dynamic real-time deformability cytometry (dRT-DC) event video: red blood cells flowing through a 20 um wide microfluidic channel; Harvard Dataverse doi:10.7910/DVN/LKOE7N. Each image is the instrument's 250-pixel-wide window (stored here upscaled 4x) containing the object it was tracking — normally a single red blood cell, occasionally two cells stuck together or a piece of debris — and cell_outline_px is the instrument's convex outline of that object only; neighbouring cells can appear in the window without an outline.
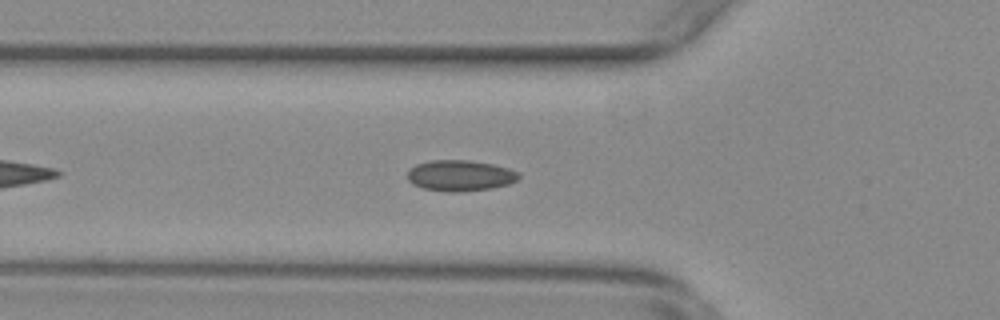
{"species": "common noctule bat (a hibernating species)", "species_latin": "Nyctalus noctula", "temperature_condition": "warm", "stored_images_in_passage": 43, "camera_frame_rate_fps": 3000, "um_per_image_px": 0.085, "animal": {"sex": "female", "body_mass_g": 29.2, "forearm_length_mm": 56.3}, "frame": {"image": 1, "passage_image": 7, "time_ms": 2.0, "image_size_px": [1000, 320], "cell_outline_px": [[520, 176], [516, 180], [508, 184], [492, 188], [460, 192], [448, 192], [424, 188], [412, 184], [408, 180], [408, 168], [416, 164], [432, 160], [468, 160], [492, 164], [508, 168], [520, 172]], "centroid_in_image_um": [39.1, 14.92], "position_along_channel_um": 86.7, "area_um2": 20.11}}
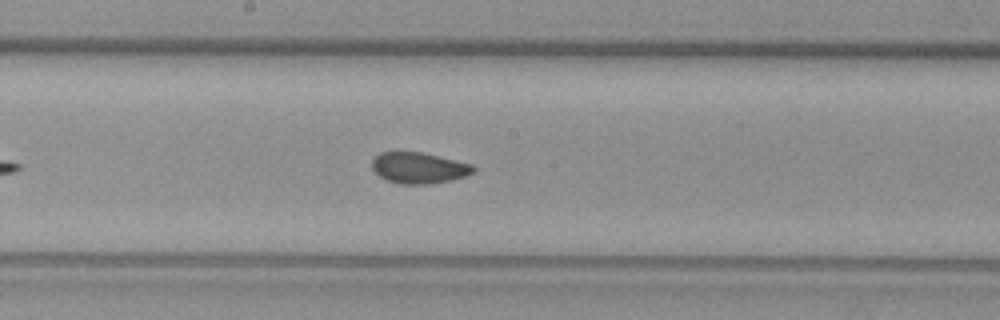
{"frame": {"image": 2, "passage_image": 17, "time_ms": 5.333, "image_size_px": [1000, 320], "cell_outline_px": [[476, 172], [452, 180], [428, 184], [400, 184], [388, 180], [380, 176], [372, 168], [372, 160], [380, 152], [420, 152], [472, 164], [476, 168]], "centroid_in_image_um": [35.62, 14.27], "position_along_channel_um": 212.6, "area_um2": 18.21}}
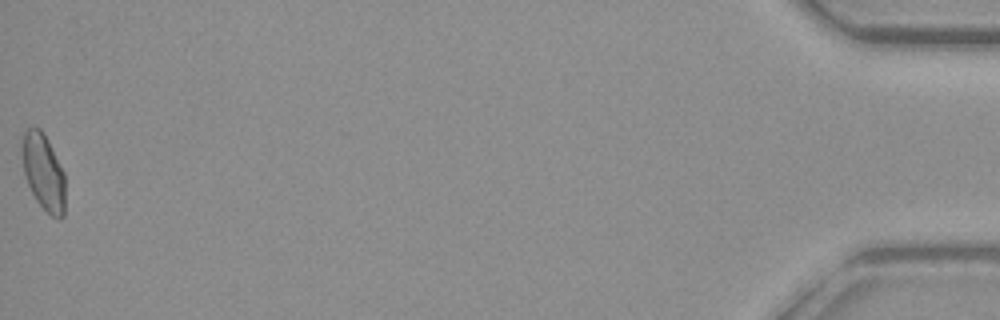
{"frame": {"image": 3, "passage_image": 43, "time_ms": 14.0, "image_size_px": [1000, 320], "cell_outline_px": [[64, 216], [60, 220], [52, 216], [36, 200], [24, 176], [20, 148], [24, 132], [28, 128], [40, 128], [64, 172]], "centroid_in_image_um": [3.66, 14.63], "position_along_channel_um": 431.5, "area_um2": 19.02}, "authors_computed_cell_mechanics": {"area_um2": 18.9006, "velocity_mm_per_s": 3.7671, "shape_relaxation_time_tau1_ms": null, "shape_relaxation_time_tau2_ms": 1.164, "deformation_change_tau1": null, "deformation_change_tau2": 0.0538}}